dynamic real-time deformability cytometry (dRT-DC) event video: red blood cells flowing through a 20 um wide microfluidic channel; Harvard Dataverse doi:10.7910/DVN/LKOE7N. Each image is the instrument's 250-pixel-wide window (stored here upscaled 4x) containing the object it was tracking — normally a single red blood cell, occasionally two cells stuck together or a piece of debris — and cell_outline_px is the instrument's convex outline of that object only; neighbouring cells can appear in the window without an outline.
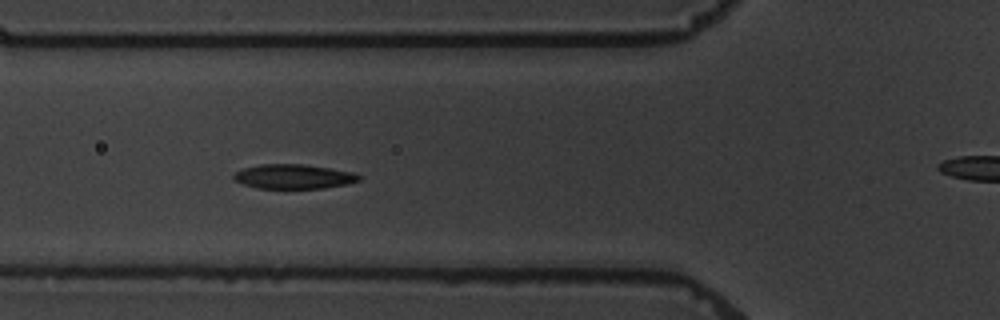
{"species": "common noctule bat (a hibernating species)", "species_latin": "Nyctalus noctula", "temperature_condition": "warm", "stored_images_in_passage": 8, "segment_of_instrument_passage": [1, 2], "camera_frame_rate_fps": 3000, "um_per_image_px": 0.085, "animal": {"sex": "male", "body_mass_g": 19.5, "forearm_length_mm": 54.6}, "frame": {"image": 1, "passage_image": 5, "time_ms": 4.667, "image_size_px": [1000, 320], "cell_outline_px": [[360, 180], [344, 184], [324, 188], [256, 188], [244, 184], [236, 180], [232, 176], [236, 172], [244, 168], [260, 164], [304, 164], [352, 172], [360, 176]], "centroid_in_image_um": [24.93, 15.0], "position_along_channel_um": 100.9, "area_um2": 17.57}}
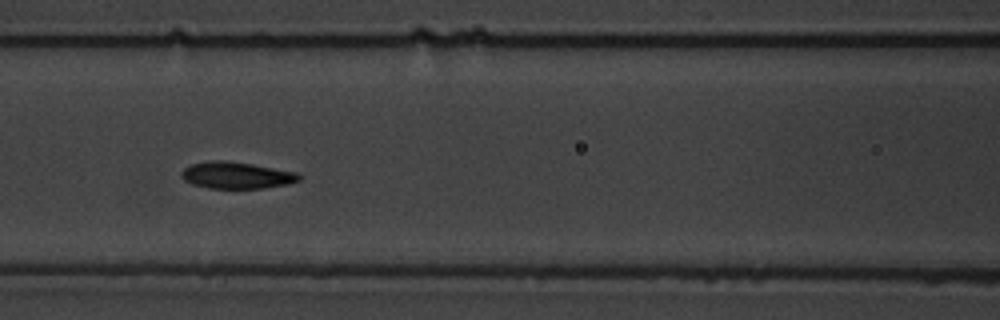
{"frame": {"image": 2, "passage_image": 6, "time_ms": 6.0, "image_size_px": [1000, 320], "cell_outline_px": [[300, 180], [288, 184], [264, 188], [208, 188], [192, 184], [184, 180], [180, 176], [180, 172], [184, 168], [192, 164], [208, 160], [224, 160], [252, 164], [300, 172]], "centroid_in_image_um": [20.1, 14.89], "position_along_channel_um": 146.5, "area_um2": 18.5}}
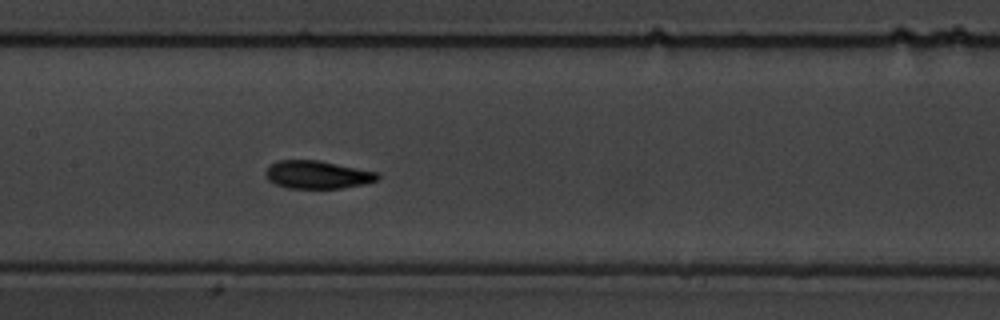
{"frame": {"image": 3, "passage_image": 7, "time_ms": 7.0, "image_size_px": [1000, 320], "cell_outline_px": [[380, 176], [376, 180], [364, 184], [340, 188], [288, 188], [276, 184], [268, 180], [264, 172], [272, 164], [280, 160], [320, 160], [380, 172]], "centroid_in_image_um": [27.01, 14.84], "position_along_channel_um": 180.4, "area_um2": 18.26}}